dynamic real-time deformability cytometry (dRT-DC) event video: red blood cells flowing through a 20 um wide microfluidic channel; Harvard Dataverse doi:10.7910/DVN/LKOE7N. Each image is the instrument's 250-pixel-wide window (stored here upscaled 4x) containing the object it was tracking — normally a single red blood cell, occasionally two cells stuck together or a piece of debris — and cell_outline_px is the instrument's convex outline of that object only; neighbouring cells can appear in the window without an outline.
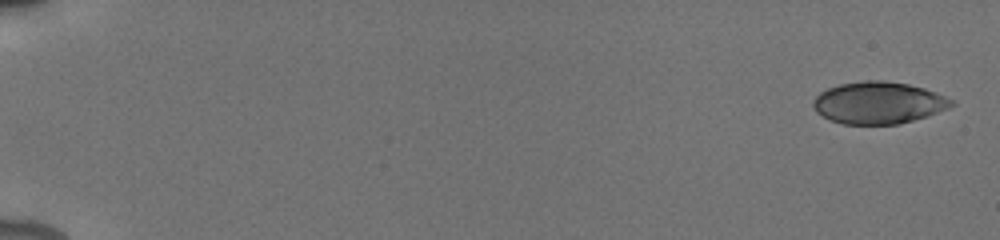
{"species": "human", "species_latin": "Homo sapiens", "temperature_condition": "cold", "stored_images_in_passage": 7, "camera_frame_rate_fps": 3000, "um_per_image_px": 0.085, "donor": {"sex": "male"}, "frame": {"image": 1, "passage_image": 1, "time_ms": 0.0, "image_size_px": [1000, 240], "cell_outline_px": [[956, 104], [948, 108], [912, 120], [896, 124], [844, 124], [832, 120], [816, 112], [812, 104], [816, 96], [820, 92], [828, 88], [840, 84], [864, 80], [884, 80], [908, 84], [924, 88], [936, 92], [956, 100]], "centroid_in_image_um": [74.68, 8.72], "position_along_channel_um": 10.3, "area_um2": 33.7}}
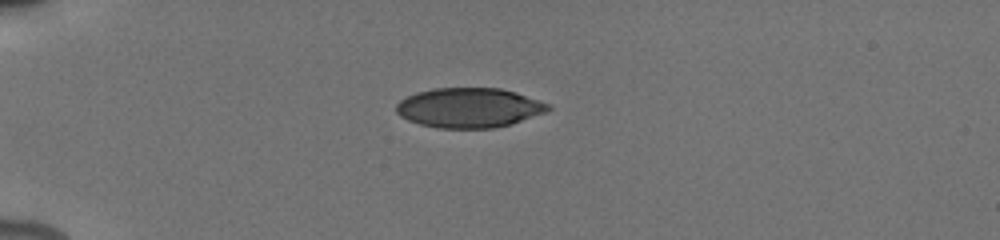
{"frame": {"image": 2, "passage_image": 5, "time_ms": 4.667, "image_size_px": [1000, 240], "cell_outline_px": [[552, 108], [548, 112], [512, 124], [492, 128], [436, 128], [420, 124], [408, 120], [400, 116], [396, 112], [396, 104], [400, 100], [416, 92], [432, 88], [500, 88], [516, 92], [552, 104]], "centroid_in_image_um": [39.91, 9.16], "position_along_channel_um": 45.1, "area_um2": 35.55}}